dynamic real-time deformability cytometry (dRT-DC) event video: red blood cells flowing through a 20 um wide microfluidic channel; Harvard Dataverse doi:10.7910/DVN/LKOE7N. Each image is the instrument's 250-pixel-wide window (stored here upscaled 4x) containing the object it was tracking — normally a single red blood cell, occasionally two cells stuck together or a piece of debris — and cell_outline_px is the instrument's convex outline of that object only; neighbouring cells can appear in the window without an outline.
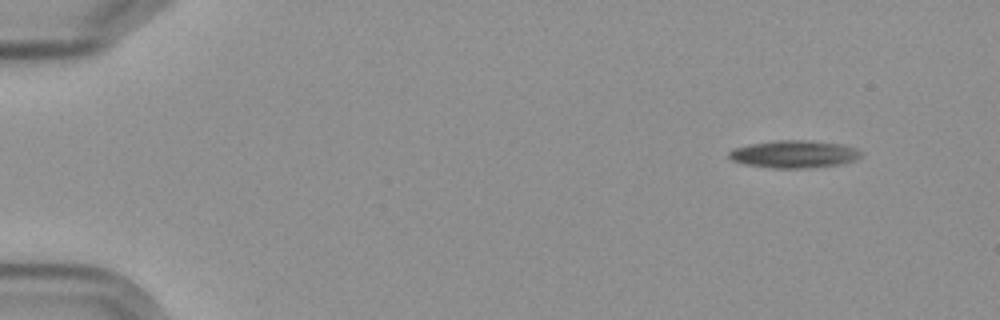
{"species": "Egyptian fruit bat (a non-hibernating species)", "species_latin": "Rousettus aegyptiacus", "temperature_condition": "cold", "stored_images_in_passage": 4, "camera_frame_rate_fps": 3000, "um_per_image_px": 0.085, "frame": {"image": 1, "passage_image": 1, "time_ms": 0.0, "image_size_px": [1000, 320], "cell_outline_px": [[864, 152], [860, 156], [852, 160], [840, 164], [808, 168], [772, 168], [744, 164], [732, 160], [728, 156], [728, 152], [732, 148], [748, 144], [776, 140], [804, 140], [840, 144], [856, 148]], "centroid_in_image_um": [67.45, 13.1], "position_along_channel_um": 17.6, "area_um2": 21.15}}
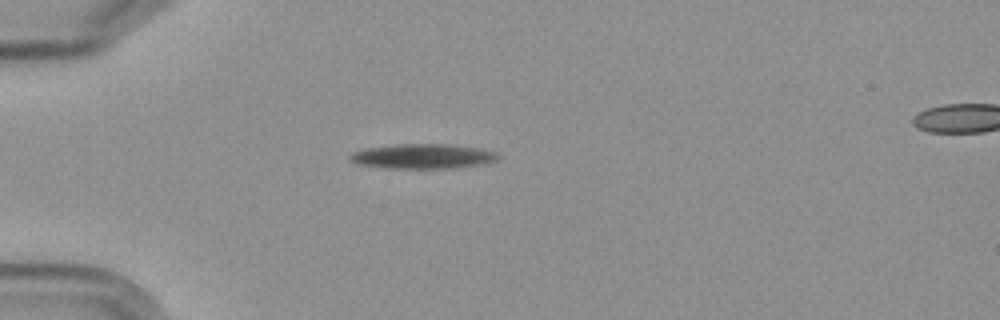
{"frame": {"image": 2, "passage_image": 4, "time_ms": 3.667, "image_size_px": [1000, 320], "cell_outline_px": [[500, 160], [480, 164], [456, 168], [392, 168], [356, 164], [348, 160], [348, 156], [352, 152], [364, 148], [396, 144], [452, 144], [484, 148], [496, 152], [500, 156]], "centroid_in_image_um": [35.96, 13.27], "position_along_channel_um": 49.0, "area_um2": 21.73}}